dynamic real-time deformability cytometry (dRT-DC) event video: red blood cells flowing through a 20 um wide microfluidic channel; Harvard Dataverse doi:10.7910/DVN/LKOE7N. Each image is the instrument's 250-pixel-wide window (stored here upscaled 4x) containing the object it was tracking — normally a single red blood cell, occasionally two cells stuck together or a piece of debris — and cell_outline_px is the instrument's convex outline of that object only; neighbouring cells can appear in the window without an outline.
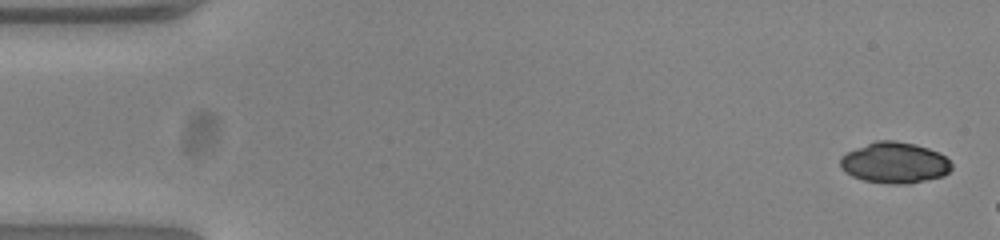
{"species": "common noctule bat (a hibernating species)", "species_latin": "Nyctalus noctula", "temperature_condition": "warm", "stored_images_in_passage": 9, "camera_frame_rate_fps": 3000, "um_per_image_px": 0.085, "animal": {"sex": "female", "body_mass_g": 23.0, "forearm_length_mm": 53.4}, "frame": {"image": 1, "passage_image": 1, "time_ms": 0.0, "image_size_px": [1000, 240], "cell_outline_px": [[952, 168], [944, 176], [908, 184], [888, 184], [864, 180], [852, 176], [844, 172], [840, 168], [840, 156], [856, 148], [876, 140], [896, 140], [916, 144], [940, 152], [952, 164]], "centroid_in_image_um": [76.04, 13.83], "position_along_channel_um": 9.0, "area_um2": 26.82}}